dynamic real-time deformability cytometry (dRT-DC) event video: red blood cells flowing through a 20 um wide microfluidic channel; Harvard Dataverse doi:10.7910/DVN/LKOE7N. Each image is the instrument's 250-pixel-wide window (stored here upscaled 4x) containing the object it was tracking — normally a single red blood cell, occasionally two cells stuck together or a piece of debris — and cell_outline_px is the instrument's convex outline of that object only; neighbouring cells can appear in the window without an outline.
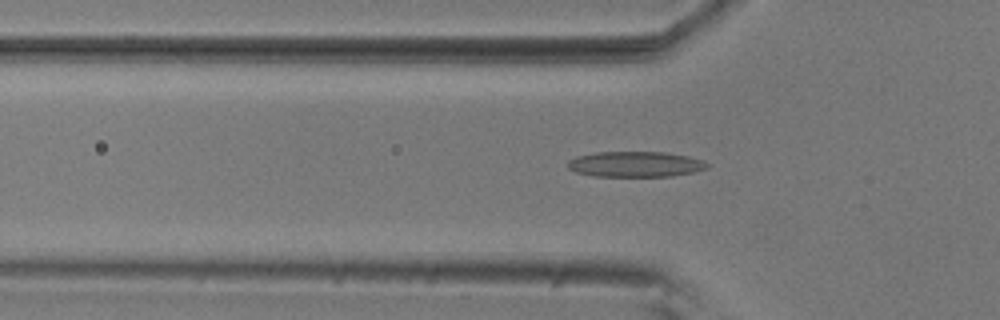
{"species": "common noctule bat (a hibernating species)", "species_latin": "Nyctalus noctula", "temperature_condition": "room temperature", "stored_images_in_passage": 31, "camera_frame_rate_fps": 3000, "um_per_image_px": 0.085, "animal": {"sex": "male", "body_mass_g": 20.5, "forearm_length_mm": 52.5}, "frame": {"image": 1, "passage_image": 11, "time_ms": 3.333, "image_size_px": [1000, 320], "cell_outline_px": [[708, 168], [692, 172], [672, 176], [592, 176], [576, 172], [568, 168], [568, 160], [576, 156], [596, 152], [668, 152], [688, 156], [704, 160], [708, 164]], "centroid_in_image_um": [54.0, 13.95], "position_along_channel_um": 71.8, "area_um2": 20.81}}
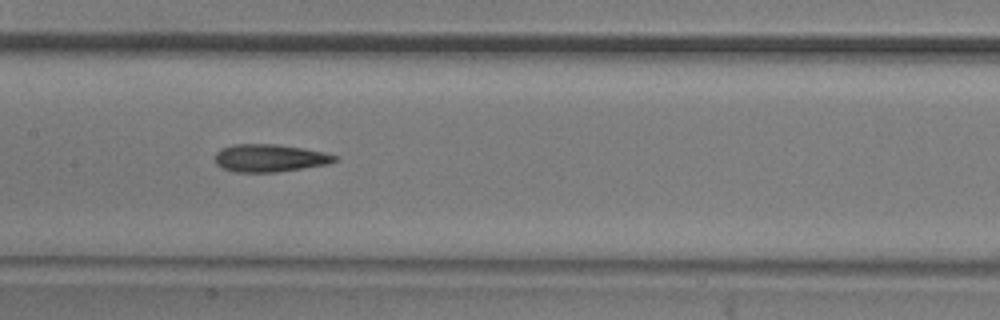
{"frame": {"image": 2, "passage_image": 20, "time_ms": 6.333, "image_size_px": [1000, 320], "cell_outline_px": [[340, 160], [328, 164], [304, 168], [276, 172], [236, 172], [220, 168], [216, 164], [216, 152], [220, 148], [232, 144], [276, 144], [304, 148], [324, 152], [340, 156]], "centroid_in_image_um": [22.95, 13.43], "position_along_channel_um": 184.4, "area_um2": 19.59}}
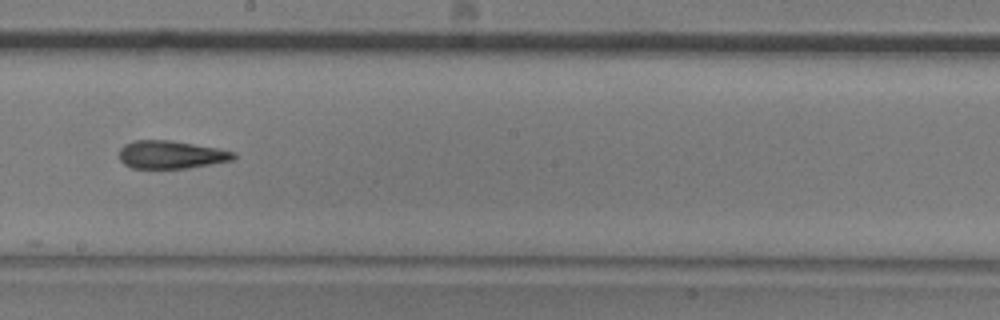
{"frame": {"image": 3, "passage_image": 24, "time_ms": 7.667, "image_size_px": [1000, 320], "cell_outline_px": [[236, 156], [232, 160], [188, 168], [132, 168], [124, 164], [120, 160], [120, 148], [124, 144], [132, 140], [172, 140], [216, 148], [236, 152]], "centroid_in_image_um": [14.51, 13.14], "position_along_channel_um": 233.7, "area_um2": 18.61}}